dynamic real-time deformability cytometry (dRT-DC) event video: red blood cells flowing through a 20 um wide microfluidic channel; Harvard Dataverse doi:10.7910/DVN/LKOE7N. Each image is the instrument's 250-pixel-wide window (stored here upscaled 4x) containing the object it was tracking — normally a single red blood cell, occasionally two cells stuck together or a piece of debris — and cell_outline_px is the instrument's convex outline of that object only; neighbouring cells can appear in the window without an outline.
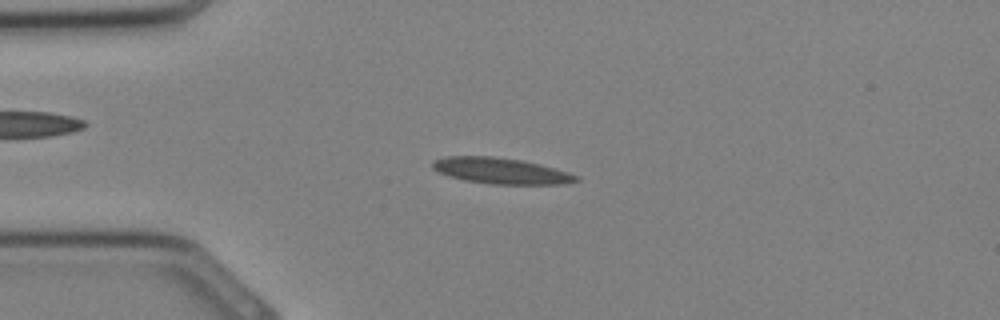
{"species": "Egyptian fruit bat (a non-hibernating species)", "species_latin": "Rousettus aegyptiacus", "temperature_condition": "cold", "stored_images_in_passage": 32, "camera_frame_rate_fps": 3000, "um_per_image_px": 0.085, "animal": {"sex": "female"}, "frame": {"image": 1, "passage_image": 7, "time_ms": 2.0, "image_size_px": [1000, 320], "cell_outline_px": [[580, 180], [564, 184], [492, 184], [464, 180], [448, 176], [432, 168], [432, 160], [444, 156], [492, 156], [520, 160], [540, 164], [568, 172], [580, 176]], "centroid_in_image_um": [42.57, 14.52], "position_along_channel_um": 42.4, "area_um2": 21.79}}
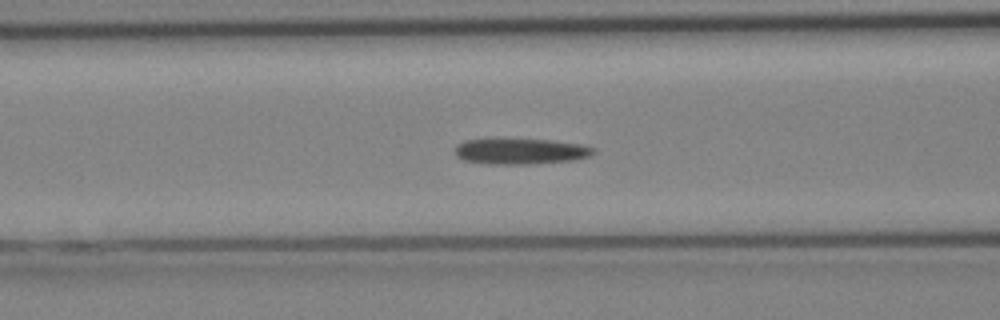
{"frame": {"image": 2, "passage_image": 12, "time_ms": 3.667, "image_size_px": [1000, 320], "cell_outline_px": [[596, 152], [588, 156], [572, 160], [524, 164], [492, 164], [464, 160], [456, 156], [456, 144], [464, 140], [548, 140], [580, 144], [596, 148]], "centroid_in_image_um": [44.25, 12.87], "position_along_channel_um": 122.3, "area_um2": 20.29}}
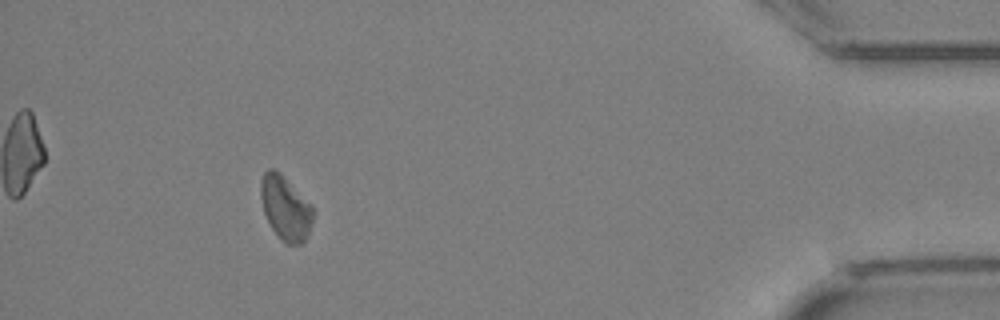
{"frame": {"image": 3, "passage_image": 29, "time_ms": 9.333, "image_size_px": [1000, 320], "cell_outline_px": [[312, 220], [304, 244], [284, 244], [280, 240], [272, 228], [264, 212], [260, 196], [260, 180], [264, 172], [268, 168], [272, 168], [280, 172], [312, 204]], "centroid_in_image_um": [24.25, 17.67], "position_along_channel_um": 411.0, "area_um2": 19.65}}